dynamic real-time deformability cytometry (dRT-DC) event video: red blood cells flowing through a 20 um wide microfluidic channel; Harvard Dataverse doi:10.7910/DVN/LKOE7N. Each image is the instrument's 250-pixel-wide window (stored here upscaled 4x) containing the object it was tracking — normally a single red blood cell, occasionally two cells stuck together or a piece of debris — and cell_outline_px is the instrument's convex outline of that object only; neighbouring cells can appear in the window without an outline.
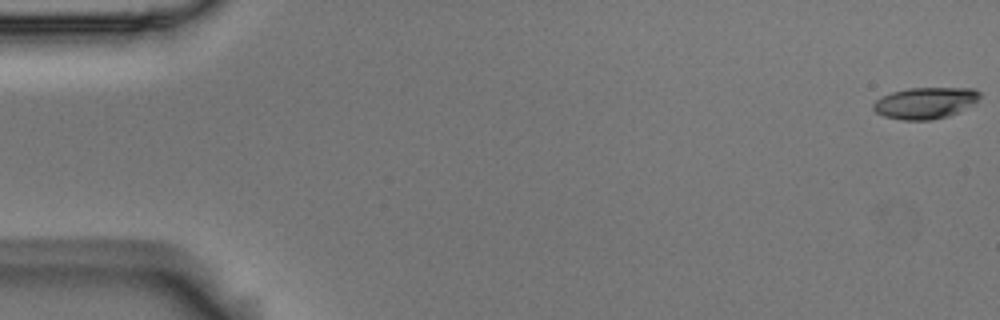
{"species": "Egyptian fruit bat (a non-hibernating species)", "species_latin": "Rousettus aegyptiacus", "temperature_condition": "room temperature", "stored_images_in_passage": 3, "camera_frame_rate_fps": 3000, "um_per_image_px": 0.085, "animal": {"sex": "male"}, "frame": {"image": 1, "passage_image": 1, "time_ms": 0.0, "image_size_px": [1000, 320], "cell_outline_px": [[980, 96], [976, 104], [960, 112], [948, 116], [932, 120], [900, 120], [884, 116], [876, 112], [872, 108], [872, 104], [880, 96], [892, 92], [908, 88], [972, 88], [980, 92]], "centroid_in_image_um": [78.66, 8.76], "position_along_channel_um": 6.3, "area_um2": 19.83}}
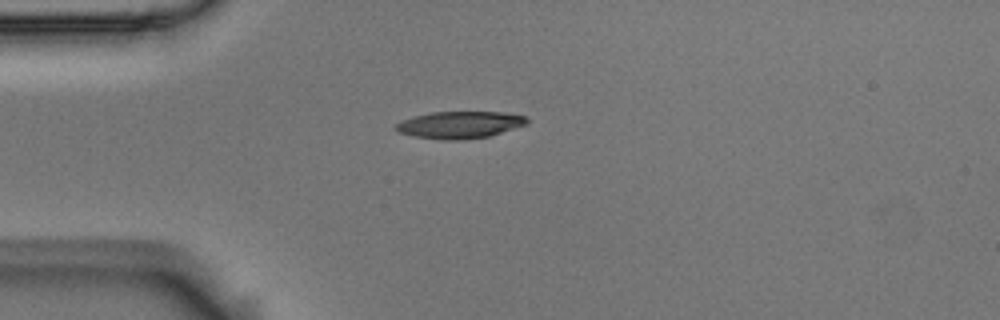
{"frame": {"image": 2, "passage_image": 3, "time_ms": 0.667, "image_size_px": [1000, 320], "cell_outline_px": [[528, 124], [488, 136], [460, 140], [440, 140], [412, 136], [396, 132], [392, 128], [396, 124], [404, 120], [416, 116], [432, 112], [504, 112], [528, 116]], "centroid_in_image_um": [39.07, 10.61], "position_along_channel_um": 45.9, "area_um2": 20.75}}